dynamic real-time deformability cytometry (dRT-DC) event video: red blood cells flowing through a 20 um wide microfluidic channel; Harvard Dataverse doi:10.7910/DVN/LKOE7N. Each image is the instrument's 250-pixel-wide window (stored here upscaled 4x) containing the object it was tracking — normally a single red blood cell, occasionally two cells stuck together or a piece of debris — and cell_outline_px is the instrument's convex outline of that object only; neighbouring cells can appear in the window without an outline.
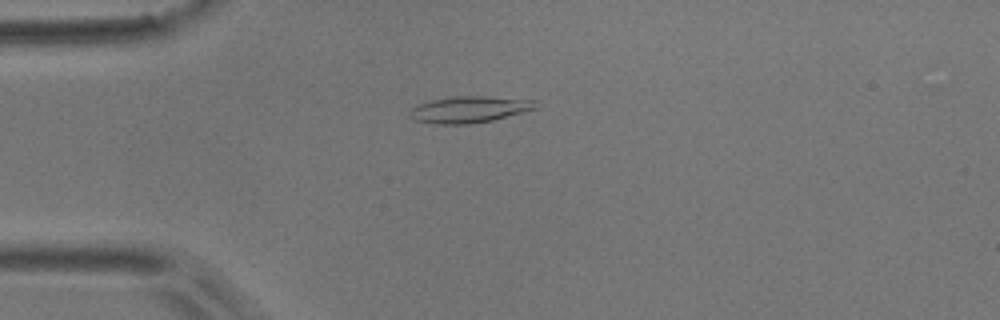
{"species": "common noctule bat (a hibernating species)", "species_latin": "Nyctalus noctula", "temperature_condition": "room temperature", "stored_images_in_passage": 42, "camera_frame_rate_fps": 3000, "um_per_image_px": 0.085, "animal": {"sex": "male", "body_mass_g": 17.9}, "frame": {"image": 1, "passage_image": 1, "time_ms": 0.0, "image_size_px": [1000, 320], "cell_outline_px": [[540, 108], [492, 120], [472, 124], [440, 124], [416, 120], [408, 112], [412, 108], [420, 104], [432, 100], [452, 96], [484, 96], [536, 100]], "centroid_in_image_um": [39.97, 9.29], "position_along_channel_um": 45.0, "area_um2": 19.36}}
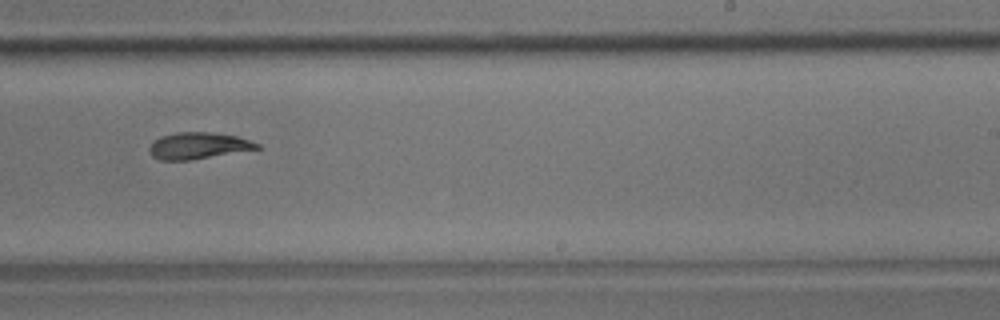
{"frame": {"image": 2, "passage_image": 21, "time_ms": 6.667, "image_size_px": [1000, 320], "cell_outline_px": [[260, 148], [188, 160], [160, 160], [152, 156], [148, 148], [160, 136], [176, 132], [208, 132], [236, 136], [260, 144]], "centroid_in_image_um": [16.81, 12.38], "position_along_channel_um": 272.2, "area_um2": 16.3}}
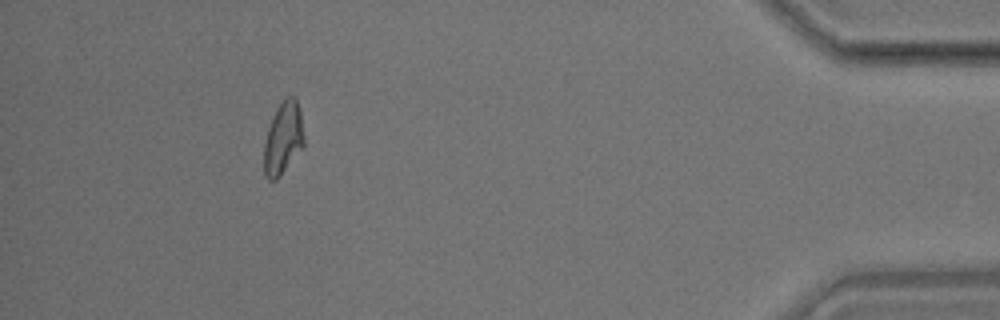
{"frame": {"image": 3, "passage_image": 37, "time_ms": 12.0, "image_size_px": [1000, 320], "cell_outline_px": [[304, 144], [280, 176], [276, 180], [268, 180], [264, 176], [264, 144], [268, 128], [272, 116], [276, 108], [284, 96], [296, 96], [300, 108], [304, 136]], "centroid_in_image_um": [24.06, 11.7], "position_along_channel_um": 411.1, "area_um2": 17.05}, "authors_computed_cell_mechanics": {"area_um2": 17.051, "velocity_mm_per_s": 3.693, "shape_relaxation_time_tau1_ms": 7.7276, "shape_relaxation_time_tau2_ms": 10.6346, "deformation_change_tau1": 0.2212, "deformation_change_tau2": 0.1641}}